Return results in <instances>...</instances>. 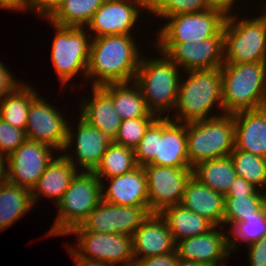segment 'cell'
I'll return each instance as SVG.
<instances>
[{
	"mask_svg": "<svg viewBox=\"0 0 266 266\" xmlns=\"http://www.w3.org/2000/svg\"><path fill=\"white\" fill-rule=\"evenodd\" d=\"M133 38L120 34L91 38L86 74L93 80L91 87L134 81L142 54Z\"/></svg>",
	"mask_w": 266,
	"mask_h": 266,
	"instance_id": "1",
	"label": "cell"
},
{
	"mask_svg": "<svg viewBox=\"0 0 266 266\" xmlns=\"http://www.w3.org/2000/svg\"><path fill=\"white\" fill-rule=\"evenodd\" d=\"M179 82L178 97L175 110L178 111L172 120L189 123L197 120L217 117L210 113L213 106L223 112L222 73L221 67L208 70H192ZM210 112V113H209Z\"/></svg>",
	"mask_w": 266,
	"mask_h": 266,
	"instance_id": "2",
	"label": "cell"
},
{
	"mask_svg": "<svg viewBox=\"0 0 266 266\" xmlns=\"http://www.w3.org/2000/svg\"><path fill=\"white\" fill-rule=\"evenodd\" d=\"M221 73L224 114L259 109L266 99V62L224 63Z\"/></svg>",
	"mask_w": 266,
	"mask_h": 266,
	"instance_id": "3",
	"label": "cell"
},
{
	"mask_svg": "<svg viewBox=\"0 0 266 266\" xmlns=\"http://www.w3.org/2000/svg\"><path fill=\"white\" fill-rule=\"evenodd\" d=\"M157 58L142 56L135 83L138 85L148 109L157 117L175 110L180 82L179 67L163 52Z\"/></svg>",
	"mask_w": 266,
	"mask_h": 266,
	"instance_id": "4",
	"label": "cell"
},
{
	"mask_svg": "<svg viewBox=\"0 0 266 266\" xmlns=\"http://www.w3.org/2000/svg\"><path fill=\"white\" fill-rule=\"evenodd\" d=\"M233 114L187 123V151L191 168L215 158L229 156L234 150Z\"/></svg>",
	"mask_w": 266,
	"mask_h": 266,
	"instance_id": "5",
	"label": "cell"
},
{
	"mask_svg": "<svg viewBox=\"0 0 266 266\" xmlns=\"http://www.w3.org/2000/svg\"><path fill=\"white\" fill-rule=\"evenodd\" d=\"M100 200V179L94 172L78 171L56 205L59 213L48 235H67L82 224Z\"/></svg>",
	"mask_w": 266,
	"mask_h": 266,
	"instance_id": "6",
	"label": "cell"
},
{
	"mask_svg": "<svg viewBox=\"0 0 266 266\" xmlns=\"http://www.w3.org/2000/svg\"><path fill=\"white\" fill-rule=\"evenodd\" d=\"M238 16H226L224 63L266 62V12L253 19L244 17L240 20Z\"/></svg>",
	"mask_w": 266,
	"mask_h": 266,
	"instance_id": "7",
	"label": "cell"
},
{
	"mask_svg": "<svg viewBox=\"0 0 266 266\" xmlns=\"http://www.w3.org/2000/svg\"><path fill=\"white\" fill-rule=\"evenodd\" d=\"M56 35L51 47V61L64 86L81 71L86 76L89 63L91 35L85 27L53 24ZM87 33V34H86ZM90 38H89V37Z\"/></svg>",
	"mask_w": 266,
	"mask_h": 266,
	"instance_id": "8",
	"label": "cell"
},
{
	"mask_svg": "<svg viewBox=\"0 0 266 266\" xmlns=\"http://www.w3.org/2000/svg\"><path fill=\"white\" fill-rule=\"evenodd\" d=\"M166 24L157 32L156 43H199L213 36H223L226 15L209 8L199 13L167 17Z\"/></svg>",
	"mask_w": 266,
	"mask_h": 266,
	"instance_id": "9",
	"label": "cell"
},
{
	"mask_svg": "<svg viewBox=\"0 0 266 266\" xmlns=\"http://www.w3.org/2000/svg\"><path fill=\"white\" fill-rule=\"evenodd\" d=\"M151 212L144 206H120L100 200L81 225L71 231L118 233L132 236Z\"/></svg>",
	"mask_w": 266,
	"mask_h": 266,
	"instance_id": "10",
	"label": "cell"
},
{
	"mask_svg": "<svg viewBox=\"0 0 266 266\" xmlns=\"http://www.w3.org/2000/svg\"><path fill=\"white\" fill-rule=\"evenodd\" d=\"M77 235L76 249H71L87 259L104 261L121 266H133L132 236L118 233H94L92 231H70Z\"/></svg>",
	"mask_w": 266,
	"mask_h": 266,
	"instance_id": "11",
	"label": "cell"
},
{
	"mask_svg": "<svg viewBox=\"0 0 266 266\" xmlns=\"http://www.w3.org/2000/svg\"><path fill=\"white\" fill-rule=\"evenodd\" d=\"M147 177L149 211L161 213L165 208L181 203L192 168H175L148 164L143 167Z\"/></svg>",
	"mask_w": 266,
	"mask_h": 266,
	"instance_id": "12",
	"label": "cell"
},
{
	"mask_svg": "<svg viewBox=\"0 0 266 266\" xmlns=\"http://www.w3.org/2000/svg\"><path fill=\"white\" fill-rule=\"evenodd\" d=\"M154 47L185 72L220 68L224 64L223 36L206 38L199 43H156Z\"/></svg>",
	"mask_w": 266,
	"mask_h": 266,
	"instance_id": "13",
	"label": "cell"
},
{
	"mask_svg": "<svg viewBox=\"0 0 266 266\" xmlns=\"http://www.w3.org/2000/svg\"><path fill=\"white\" fill-rule=\"evenodd\" d=\"M52 150L47 145L27 139L5 158V180L32 190L54 158Z\"/></svg>",
	"mask_w": 266,
	"mask_h": 266,
	"instance_id": "14",
	"label": "cell"
},
{
	"mask_svg": "<svg viewBox=\"0 0 266 266\" xmlns=\"http://www.w3.org/2000/svg\"><path fill=\"white\" fill-rule=\"evenodd\" d=\"M25 132L27 139L47 145L59 153L66 143L68 122L54 106L37 95L30 104Z\"/></svg>",
	"mask_w": 266,
	"mask_h": 266,
	"instance_id": "15",
	"label": "cell"
},
{
	"mask_svg": "<svg viewBox=\"0 0 266 266\" xmlns=\"http://www.w3.org/2000/svg\"><path fill=\"white\" fill-rule=\"evenodd\" d=\"M149 7L141 0H104L87 27L91 38L105 35H132L141 11ZM93 36V37H92Z\"/></svg>",
	"mask_w": 266,
	"mask_h": 266,
	"instance_id": "16",
	"label": "cell"
},
{
	"mask_svg": "<svg viewBox=\"0 0 266 266\" xmlns=\"http://www.w3.org/2000/svg\"><path fill=\"white\" fill-rule=\"evenodd\" d=\"M77 120L79 121L76 126V134H74V131H72V126L70 127V123L68 125L66 143L62 150L64 151L63 155L70 163L73 164L77 170H79L77 166L79 165L81 166L82 171L94 172L99 166L105 151L112 141L97 128L90 125L81 116ZM74 140L76 144L72 143ZM72 144L76 146V155L74 156L70 155L71 153H65L67 152L68 148L70 149L72 147ZM75 156L77 157V160H75Z\"/></svg>",
	"mask_w": 266,
	"mask_h": 266,
	"instance_id": "17",
	"label": "cell"
},
{
	"mask_svg": "<svg viewBox=\"0 0 266 266\" xmlns=\"http://www.w3.org/2000/svg\"><path fill=\"white\" fill-rule=\"evenodd\" d=\"M157 117V146L154 160L150 163L156 166H171L175 168H191L187 151V123Z\"/></svg>",
	"mask_w": 266,
	"mask_h": 266,
	"instance_id": "18",
	"label": "cell"
},
{
	"mask_svg": "<svg viewBox=\"0 0 266 266\" xmlns=\"http://www.w3.org/2000/svg\"><path fill=\"white\" fill-rule=\"evenodd\" d=\"M214 226L202 235L180 240L176 243L178 258L204 263L208 266H224L223 261L231 254L229 234Z\"/></svg>",
	"mask_w": 266,
	"mask_h": 266,
	"instance_id": "19",
	"label": "cell"
},
{
	"mask_svg": "<svg viewBox=\"0 0 266 266\" xmlns=\"http://www.w3.org/2000/svg\"><path fill=\"white\" fill-rule=\"evenodd\" d=\"M132 244L134 261L176 251V242L160 213H151L136 229Z\"/></svg>",
	"mask_w": 266,
	"mask_h": 266,
	"instance_id": "20",
	"label": "cell"
},
{
	"mask_svg": "<svg viewBox=\"0 0 266 266\" xmlns=\"http://www.w3.org/2000/svg\"><path fill=\"white\" fill-rule=\"evenodd\" d=\"M110 185L101 182V199L120 206H144L149 210L147 177L143 167L107 178ZM107 188L106 190H104Z\"/></svg>",
	"mask_w": 266,
	"mask_h": 266,
	"instance_id": "21",
	"label": "cell"
},
{
	"mask_svg": "<svg viewBox=\"0 0 266 266\" xmlns=\"http://www.w3.org/2000/svg\"><path fill=\"white\" fill-rule=\"evenodd\" d=\"M234 148L266 158V117L260 109L233 114Z\"/></svg>",
	"mask_w": 266,
	"mask_h": 266,
	"instance_id": "22",
	"label": "cell"
},
{
	"mask_svg": "<svg viewBox=\"0 0 266 266\" xmlns=\"http://www.w3.org/2000/svg\"><path fill=\"white\" fill-rule=\"evenodd\" d=\"M224 202L223 194L210 189L192 175L180 204L203 216L214 226L223 227Z\"/></svg>",
	"mask_w": 266,
	"mask_h": 266,
	"instance_id": "23",
	"label": "cell"
},
{
	"mask_svg": "<svg viewBox=\"0 0 266 266\" xmlns=\"http://www.w3.org/2000/svg\"><path fill=\"white\" fill-rule=\"evenodd\" d=\"M91 89V98L81 102L80 116L113 141L122 119L116 113L112 98L101 87Z\"/></svg>",
	"mask_w": 266,
	"mask_h": 266,
	"instance_id": "24",
	"label": "cell"
},
{
	"mask_svg": "<svg viewBox=\"0 0 266 266\" xmlns=\"http://www.w3.org/2000/svg\"><path fill=\"white\" fill-rule=\"evenodd\" d=\"M77 172L64 155L53 158L31 190L33 203L36 204L38 197L43 195L46 198H54L53 201L57 205Z\"/></svg>",
	"mask_w": 266,
	"mask_h": 266,
	"instance_id": "25",
	"label": "cell"
},
{
	"mask_svg": "<svg viewBox=\"0 0 266 266\" xmlns=\"http://www.w3.org/2000/svg\"><path fill=\"white\" fill-rule=\"evenodd\" d=\"M101 86L112 98L116 113L122 120L141 117H157L147 107L135 81Z\"/></svg>",
	"mask_w": 266,
	"mask_h": 266,
	"instance_id": "26",
	"label": "cell"
},
{
	"mask_svg": "<svg viewBox=\"0 0 266 266\" xmlns=\"http://www.w3.org/2000/svg\"><path fill=\"white\" fill-rule=\"evenodd\" d=\"M160 215L166 220L176 243L186 238L202 235L214 227L206 218L181 204L165 208Z\"/></svg>",
	"mask_w": 266,
	"mask_h": 266,
	"instance_id": "27",
	"label": "cell"
},
{
	"mask_svg": "<svg viewBox=\"0 0 266 266\" xmlns=\"http://www.w3.org/2000/svg\"><path fill=\"white\" fill-rule=\"evenodd\" d=\"M34 206L31 190L4 180L0 184V230H6Z\"/></svg>",
	"mask_w": 266,
	"mask_h": 266,
	"instance_id": "28",
	"label": "cell"
},
{
	"mask_svg": "<svg viewBox=\"0 0 266 266\" xmlns=\"http://www.w3.org/2000/svg\"><path fill=\"white\" fill-rule=\"evenodd\" d=\"M192 170L201 183L224 196L237 176L230 155L201 162Z\"/></svg>",
	"mask_w": 266,
	"mask_h": 266,
	"instance_id": "29",
	"label": "cell"
},
{
	"mask_svg": "<svg viewBox=\"0 0 266 266\" xmlns=\"http://www.w3.org/2000/svg\"><path fill=\"white\" fill-rule=\"evenodd\" d=\"M24 84L20 83L0 102V118L13 127L25 130L31 101L38 92L31 85Z\"/></svg>",
	"mask_w": 266,
	"mask_h": 266,
	"instance_id": "30",
	"label": "cell"
},
{
	"mask_svg": "<svg viewBox=\"0 0 266 266\" xmlns=\"http://www.w3.org/2000/svg\"><path fill=\"white\" fill-rule=\"evenodd\" d=\"M104 0H63L48 19L59 26L86 27Z\"/></svg>",
	"mask_w": 266,
	"mask_h": 266,
	"instance_id": "31",
	"label": "cell"
},
{
	"mask_svg": "<svg viewBox=\"0 0 266 266\" xmlns=\"http://www.w3.org/2000/svg\"><path fill=\"white\" fill-rule=\"evenodd\" d=\"M137 167L134 149L112 141L94 173L102 182L105 178L131 172Z\"/></svg>",
	"mask_w": 266,
	"mask_h": 266,
	"instance_id": "32",
	"label": "cell"
},
{
	"mask_svg": "<svg viewBox=\"0 0 266 266\" xmlns=\"http://www.w3.org/2000/svg\"><path fill=\"white\" fill-rule=\"evenodd\" d=\"M265 207L266 194L225 195L223 226L229 224L232 228Z\"/></svg>",
	"mask_w": 266,
	"mask_h": 266,
	"instance_id": "33",
	"label": "cell"
},
{
	"mask_svg": "<svg viewBox=\"0 0 266 266\" xmlns=\"http://www.w3.org/2000/svg\"><path fill=\"white\" fill-rule=\"evenodd\" d=\"M230 157L237 176L244 178L259 190L266 187V158L235 148Z\"/></svg>",
	"mask_w": 266,
	"mask_h": 266,
	"instance_id": "34",
	"label": "cell"
},
{
	"mask_svg": "<svg viewBox=\"0 0 266 266\" xmlns=\"http://www.w3.org/2000/svg\"><path fill=\"white\" fill-rule=\"evenodd\" d=\"M229 248L230 251L237 249V242L242 241L247 243V246L257 242L266 235V207L255 216L245 218L244 221L236 223L230 229ZM233 238V239H232Z\"/></svg>",
	"mask_w": 266,
	"mask_h": 266,
	"instance_id": "35",
	"label": "cell"
},
{
	"mask_svg": "<svg viewBox=\"0 0 266 266\" xmlns=\"http://www.w3.org/2000/svg\"><path fill=\"white\" fill-rule=\"evenodd\" d=\"M208 9L206 0H155L148 12L164 20L170 16L199 13Z\"/></svg>",
	"mask_w": 266,
	"mask_h": 266,
	"instance_id": "36",
	"label": "cell"
},
{
	"mask_svg": "<svg viewBox=\"0 0 266 266\" xmlns=\"http://www.w3.org/2000/svg\"><path fill=\"white\" fill-rule=\"evenodd\" d=\"M157 117H141L122 120L118 133L113 142L135 149L146 129Z\"/></svg>",
	"mask_w": 266,
	"mask_h": 266,
	"instance_id": "37",
	"label": "cell"
},
{
	"mask_svg": "<svg viewBox=\"0 0 266 266\" xmlns=\"http://www.w3.org/2000/svg\"><path fill=\"white\" fill-rule=\"evenodd\" d=\"M157 146V118L146 129L139 145L134 149L138 166L144 167L150 164L156 153Z\"/></svg>",
	"mask_w": 266,
	"mask_h": 266,
	"instance_id": "38",
	"label": "cell"
},
{
	"mask_svg": "<svg viewBox=\"0 0 266 266\" xmlns=\"http://www.w3.org/2000/svg\"><path fill=\"white\" fill-rule=\"evenodd\" d=\"M27 140L24 129L13 127L0 118V155L4 158L13 153Z\"/></svg>",
	"mask_w": 266,
	"mask_h": 266,
	"instance_id": "39",
	"label": "cell"
},
{
	"mask_svg": "<svg viewBox=\"0 0 266 266\" xmlns=\"http://www.w3.org/2000/svg\"><path fill=\"white\" fill-rule=\"evenodd\" d=\"M63 0H26L27 9L35 11L37 15L47 18L56 12Z\"/></svg>",
	"mask_w": 266,
	"mask_h": 266,
	"instance_id": "40",
	"label": "cell"
},
{
	"mask_svg": "<svg viewBox=\"0 0 266 266\" xmlns=\"http://www.w3.org/2000/svg\"><path fill=\"white\" fill-rule=\"evenodd\" d=\"M249 266H266V235L247 246Z\"/></svg>",
	"mask_w": 266,
	"mask_h": 266,
	"instance_id": "41",
	"label": "cell"
},
{
	"mask_svg": "<svg viewBox=\"0 0 266 266\" xmlns=\"http://www.w3.org/2000/svg\"><path fill=\"white\" fill-rule=\"evenodd\" d=\"M177 252H171L155 257H146L134 261L133 266H176L178 262Z\"/></svg>",
	"mask_w": 266,
	"mask_h": 266,
	"instance_id": "42",
	"label": "cell"
},
{
	"mask_svg": "<svg viewBox=\"0 0 266 266\" xmlns=\"http://www.w3.org/2000/svg\"><path fill=\"white\" fill-rule=\"evenodd\" d=\"M20 83L14 79L5 64L0 61V102Z\"/></svg>",
	"mask_w": 266,
	"mask_h": 266,
	"instance_id": "43",
	"label": "cell"
},
{
	"mask_svg": "<svg viewBox=\"0 0 266 266\" xmlns=\"http://www.w3.org/2000/svg\"><path fill=\"white\" fill-rule=\"evenodd\" d=\"M260 191L261 190L247 182L244 178L236 176L226 195L266 194Z\"/></svg>",
	"mask_w": 266,
	"mask_h": 266,
	"instance_id": "44",
	"label": "cell"
},
{
	"mask_svg": "<svg viewBox=\"0 0 266 266\" xmlns=\"http://www.w3.org/2000/svg\"><path fill=\"white\" fill-rule=\"evenodd\" d=\"M68 252L71 256H73V260L75 261L77 266H116V264L107 263L104 261L87 259L83 257H79L72 249L71 245L67 248Z\"/></svg>",
	"mask_w": 266,
	"mask_h": 266,
	"instance_id": "45",
	"label": "cell"
},
{
	"mask_svg": "<svg viewBox=\"0 0 266 266\" xmlns=\"http://www.w3.org/2000/svg\"><path fill=\"white\" fill-rule=\"evenodd\" d=\"M209 8L218 9L226 16L231 15V10L234 9L236 0H206ZM233 7V9H232Z\"/></svg>",
	"mask_w": 266,
	"mask_h": 266,
	"instance_id": "46",
	"label": "cell"
},
{
	"mask_svg": "<svg viewBox=\"0 0 266 266\" xmlns=\"http://www.w3.org/2000/svg\"><path fill=\"white\" fill-rule=\"evenodd\" d=\"M0 8L14 11L27 9L26 0H0Z\"/></svg>",
	"mask_w": 266,
	"mask_h": 266,
	"instance_id": "47",
	"label": "cell"
},
{
	"mask_svg": "<svg viewBox=\"0 0 266 266\" xmlns=\"http://www.w3.org/2000/svg\"><path fill=\"white\" fill-rule=\"evenodd\" d=\"M176 266H208L204 263L179 258Z\"/></svg>",
	"mask_w": 266,
	"mask_h": 266,
	"instance_id": "48",
	"label": "cell"
},
{
	"mask_svg": "<svg viewBox=\"0 0 266 266\" xmlns=\"http://www.w3.org/2000/svg\"><path fill=\"white\" fill-rule=\"evenodd\" d=\"M5 180V158L0 155V184Z\"/></svg>",
	"mask_w": 266,
	"mask_h": 266,
	"instance_id": "49",
	"label": "cell"
},
{
	"mask_svg": "<svg viewBox=\"0 0 266 266\" xmlns=\"http://www.w3.org/2000/svg\"><path fill=\"white\" fill-rule=\"evenodd\" d=\"M259 109L262 111V113L266 117V99L260 104Z\"/></svg>",
	"mask_w": 266,
	"mask_h": 266,
	"instance_id": "50",
	"label": "cell"
},
{
	"mask_svg": "<svg viewBox=\"0 0 266 266\" xmlns=\"http://www.w3.org/2000/svg\"><path fill=\"white\" fill-rule=\"evenodd\" d=\"M141 1H143L148 7H150L155 2V0H141Z\"/></svg>",
	"mask_w": 266,
	"mask_h": 266,
	"instance_id": "51",
	"label": "cell"
}]
</instances>
